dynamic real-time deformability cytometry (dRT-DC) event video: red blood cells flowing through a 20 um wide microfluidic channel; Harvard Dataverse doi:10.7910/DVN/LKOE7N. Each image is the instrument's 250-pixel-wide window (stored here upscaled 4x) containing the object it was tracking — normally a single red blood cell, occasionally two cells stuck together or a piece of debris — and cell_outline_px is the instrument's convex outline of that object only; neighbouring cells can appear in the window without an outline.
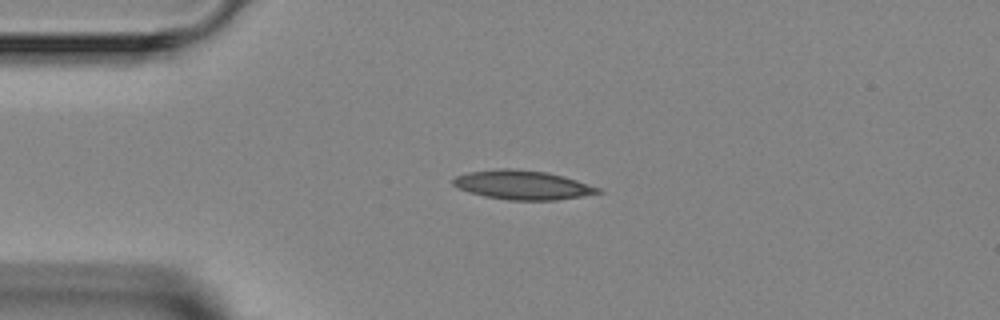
{"species": "Egyptian fruit bat (a non-hibernating species)", "species_latin": "Rousettus aegyptiacus", "temperature_condition": "room temperature", "stored_images_in_passage": 4, "camera_frame_rate_fps": 3000, "um_per_image_px": 0.085, "animal": {"sex": "female"}, "frame": {"image": 1, "passage_image": 3, "time_ms": 2.333, "image_size_px": [1000, 320], "cell_outline_px": [[604, 192], [556, 200], [508, 200], [484, 196], [468, 192], [452, 184], [452, 180], [456, 176], [468, 172], [496, 168], [516, 168], [548, 172], [564, 176], [600, 188]], "centroid_in_image_um": [44.4, 15.71], "position_along_channel_um": 40.6, "area_um2": 24.68}}